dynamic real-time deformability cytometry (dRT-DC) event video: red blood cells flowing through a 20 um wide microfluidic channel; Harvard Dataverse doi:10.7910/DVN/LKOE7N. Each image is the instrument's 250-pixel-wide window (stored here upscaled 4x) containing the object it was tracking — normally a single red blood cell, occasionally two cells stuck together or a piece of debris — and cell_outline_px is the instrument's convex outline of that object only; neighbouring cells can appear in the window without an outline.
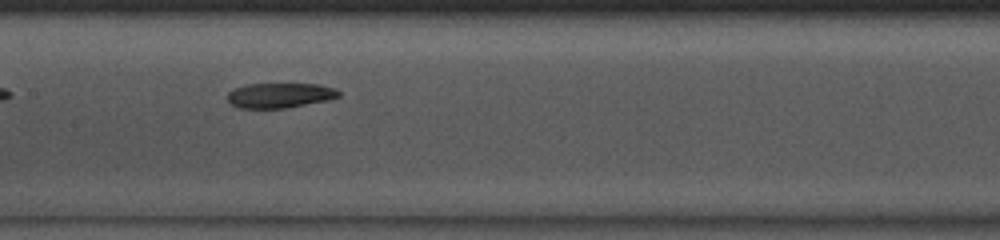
{"species": "common noctule bat (a hibernating species)", "species_latin": "Nyctalus noctula", "temperature_condition": "room temperature", "stored_images_in_passage": 36, "camera_frame_rate_fps": 3000, "um_per_image_px": 0.085, "animal": {"sex": "male", "body_mass_g": 13.0, "forearm_length_mm": 53.1}, "frame": {"image": 1, "passage_image": 11, "time_ms": 3.333, "image_size_px": [1000, 240], "cell_outline_px": [[340, 96], [328, 100], [284, 108], [240, 108], [232, 104], [228, 100], [228, 92], [244, 84], [320, 84], [336, 88], [340, 92]], "centroid_in_image_um": [23.81, 8.1], "position_along_channel_um": 183.6, "area_um2": 16.13}, "authors_computed_cell_mechanics": {"area_um2": 17.4267, "velocity_mm_per_s": 4.0617, "shape_relaxation_time_tau1_ms": null, "shape_relaxation_time_tau2_ms": 5.1993, "deformation_change_tau1": null, "deformation_change_tau2": 0.1149}}